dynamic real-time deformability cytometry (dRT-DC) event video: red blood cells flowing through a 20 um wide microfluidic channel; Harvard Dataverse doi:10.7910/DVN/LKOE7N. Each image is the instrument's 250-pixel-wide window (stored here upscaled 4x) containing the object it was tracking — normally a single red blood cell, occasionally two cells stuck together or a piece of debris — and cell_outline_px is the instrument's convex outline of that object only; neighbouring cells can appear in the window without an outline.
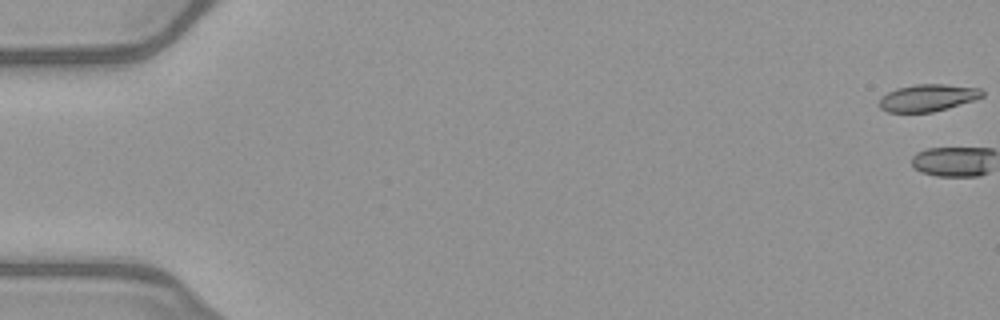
{"species": "common noctule bat (a hibernating species)", "species_latin": "Nyctalus noctula", "temperature_condition": "warm", "stored_images_in_passage": 2, "camera_frame_rate_fps": 3000, "um_per_image_px": 0.085, "animal": {"sex": "female", "body_mass_g": 21.9}, "frame": {"image": 1, "passage_image": 1, "time_ms": 0.0, "image_size_px": [1000, 320], "cell_outline_px": [[984, 96], [948, 108], [932, 112], [888, 112], [880, 108], [880, 96], [896, 88], [916, 84], [944, 84], [980, 88], [984, 92]], "centroid_in_image_um": [78.84, 8.3], "position_along_channel_um": 6.2, "area_um2": 16.18}}